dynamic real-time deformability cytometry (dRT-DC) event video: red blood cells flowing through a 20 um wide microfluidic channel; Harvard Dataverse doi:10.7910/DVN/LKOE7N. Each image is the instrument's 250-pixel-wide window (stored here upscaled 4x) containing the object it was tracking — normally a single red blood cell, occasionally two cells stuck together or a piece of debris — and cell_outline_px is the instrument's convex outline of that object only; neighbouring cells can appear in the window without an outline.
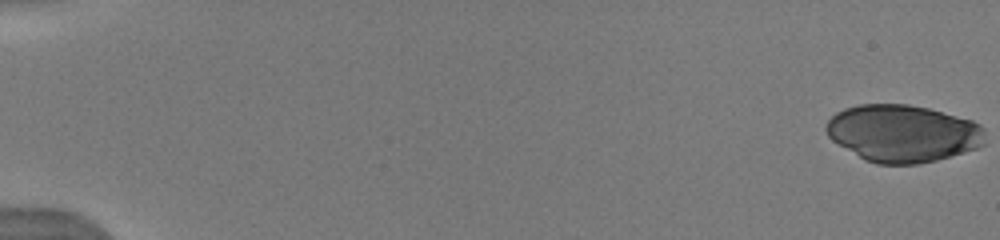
{"species": "human", "species_latin": "Homo sapiens", "temperature_condition": "warm", "stored_images_in_passage": 40, "camera_frame_rate_fps": 3000, "um_per_image_px": 0.085, "donor": {"sex": "male"}, "frame": {"image": 1, "passage_image": 1, "time_ms": 0.0, "image_size_px": [1000, 240], "cell_outline_px": [[984, 144], [976, 148], [964, 152], [936, 160], [920, 164], [876, 164], [864, 160], [832, 140], [828, 136], [824, 128], [828, 120], [836, 112], [844, 108], [860, 104], [908, 104], [928, 108], [972, 120], [980, 124], [984, 128]], "centroid_in_image_um": [76.72, 11.33], "position_along_channel_um": 8.3, "area_um2": 53.18}}
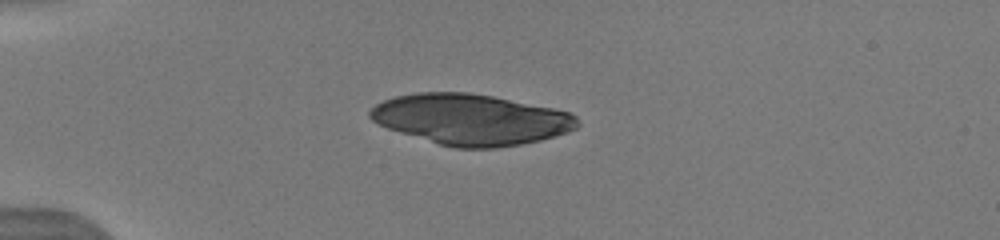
{"frame": {"image": 2, "passage_image": 11, "time_ms": 4.667, "image_size_px": [1000, 240], "cell_outline_px": [[580, 124], [576, 128], [568, 132], [540, 140], [520, 144], [496, 148], [456, 148], [440, 144], [400, 132], [388, 128], [372, 120], [368, 116], [368, 112], [376, 104], [384, 100], [396, 96], [416, 92], [468, 92], [492, 96], [552, 108], [568, 112], [576, 116]], "centroid_in_image_um": [40.03, 10.15], "position_along_channel_um": 45.0, "area_um2": 60.98}}